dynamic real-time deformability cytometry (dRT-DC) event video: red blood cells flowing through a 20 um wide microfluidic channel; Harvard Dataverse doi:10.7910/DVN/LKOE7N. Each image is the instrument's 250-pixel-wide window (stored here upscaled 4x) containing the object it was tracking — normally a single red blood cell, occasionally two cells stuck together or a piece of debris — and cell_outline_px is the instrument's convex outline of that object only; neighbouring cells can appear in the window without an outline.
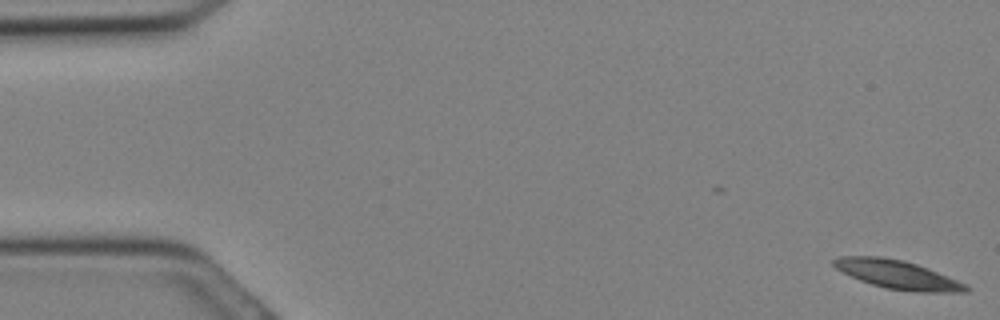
{"species": "Egyptian fruit bat (a non-hibernating species)", "species_latin": "Rousettus aegyptiacus", "temperature_condition": "cold", "stored_images_in_passage": 28, "camera_frame_rate_fps": 3000, "um_per_image_px": 0.085, "animal": {"sex": "female"}, "frame": {"image": 1, "passage_image": 1, "time_ms": 0.0, "image_size_px": [1000, 320], "cell_outline_px": [[972, 288], [968, 292], [916, 292], [888, 288], [872, 284], [860, 280], [836, 268], [832, 264], [832, 260], [840, 256], [880, 256], [904, 260], [928, 268], [948, 276]], "centroid_in_image_um": [76.3, 23.33], "position_along_channel_um": 8.7, "area_um2": 21.85}}
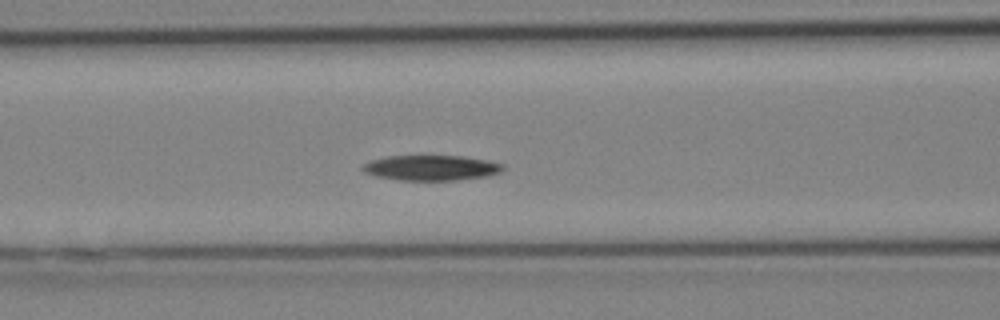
{"frame": {"image": 2, "passage_image": 13, "time_ms": 4.0, "image_size_px": [1000, 320], "cell_outline_px": [[504, 168], [500, 172], [488, 176], [456, 180], [396, 180], [376, 176], [364, 172], [360, 168], [364, 164], [372, 160], [388, 156], [464, 156], [488, 160], [504, 164]], "centroid_in_image_um": [36.67, 14.26], "position_along_channel_um": 129.9, "area_um2": 20.69}}
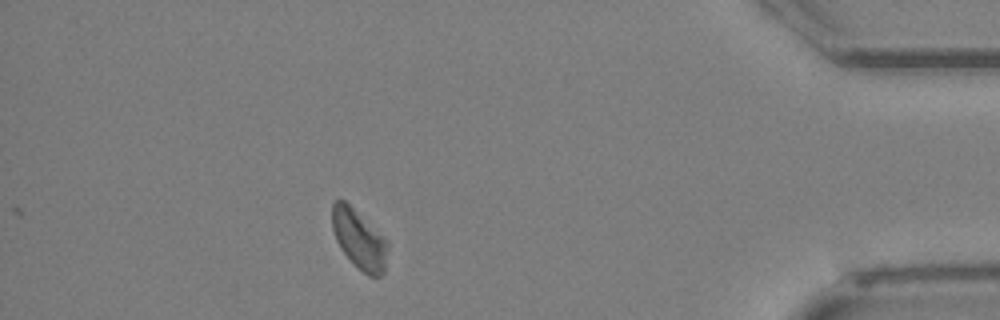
{"frame": {"image": 3, "passage_image": 28, "time_ms": 9.0, "image_size_px": [1000, 320], "cell_outline_px": [[388, 248], [384, 272], [380, 276], [368, 276], [340, 248], [336, 240], [332, 228], [332, 204], [336, 200], [344, 200], [388, 240]], "centroid_in_image_um": [30.53, 20.33], "position_along_channel_um": 404.7, "area_um2": 18.84}}